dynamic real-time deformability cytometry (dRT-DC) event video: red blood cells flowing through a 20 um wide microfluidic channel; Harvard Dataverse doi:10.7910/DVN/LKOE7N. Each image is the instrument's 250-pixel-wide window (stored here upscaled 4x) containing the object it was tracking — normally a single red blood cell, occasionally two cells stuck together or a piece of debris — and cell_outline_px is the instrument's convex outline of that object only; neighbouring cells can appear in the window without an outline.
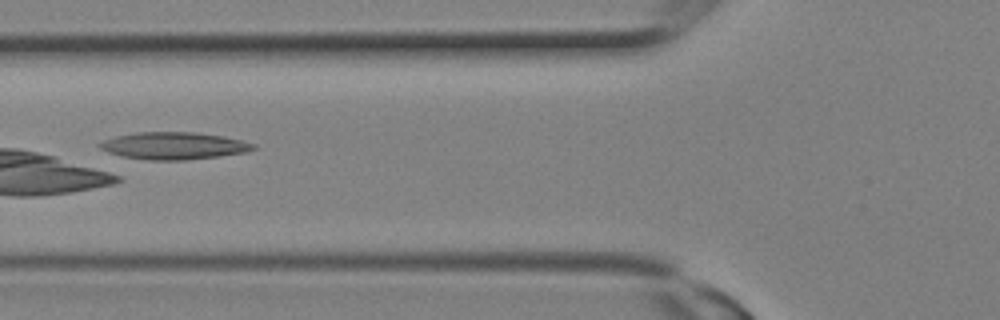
{"species": "Egyptian fruit bat (a non-hibernating species)", "species_latin": "Rousettus aegyptiacus", "temperature_condition": "room temperature", "stored_images_in_passage": 12, "camera_frame_rate_fps": 3000, "um_per_image_px": 0.085, "animal": {"sex": "female"}, "frame": {"image": 1, "passage_image": 10, "time_ms": 3.0, "image_size_px": [1000, 320], "cell_outline_px": [[256, 148], [248, 152], [184, 160], [148, 160], [120, 156], [108, 152], [100, 148], [96, 144], [104, 140], [116, 136], [136, 132], [196, 132], [224, 136], [256, 144]], "centroid_in_image_um": [14.76, 12.38], "position_along_channel_um": 111.0, "area_um2": 24.39}}